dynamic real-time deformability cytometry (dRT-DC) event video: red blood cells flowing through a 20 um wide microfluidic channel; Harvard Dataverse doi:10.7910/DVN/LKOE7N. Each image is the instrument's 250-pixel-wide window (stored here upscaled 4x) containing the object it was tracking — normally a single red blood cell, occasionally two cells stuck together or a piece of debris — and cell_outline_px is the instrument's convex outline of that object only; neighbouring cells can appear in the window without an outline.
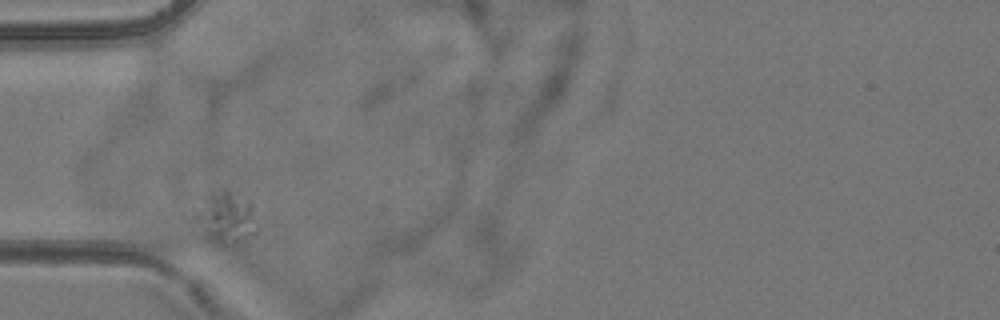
{"species": "common noctule bat (a hibernating species)", "species_latin": "Nyctalus noctula", "temperature_condition": "room temperature", "stored_images_in_passage": 9, "camera_frame_rate_fps": 3000, "um_per_image_px": 0.085, "animal": {"sex": "female", "body_mass_g": 24.6, "forearm_length_mm": 56.2}, "frame": {"image": 1, "passage_image": 1, "time_ms": 0.0, "image_size_px": [1000, 320], "cell_outline_px": [[256, 236], [236, 240], [192, 224], [184, 220], [184, 216], [192, 208], [224, 192], [228, 192], [252, 200], [256, 228]], "centroid_in_image_um": [19.15, 18.38], "position_along_channel_um": 65.8, "area_um2": 16.76}}
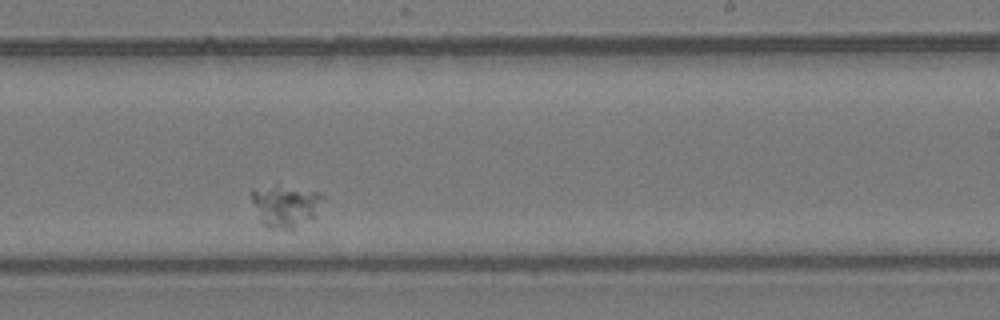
{"frame": {"image": 2, "passage_image": 6, "time_ms": 5.667, "image_size_px": [1000, 320], "cell_outline_px": [[324, 196], [312, 216], [292, 228], [268, 228], [264, 224], [252, 200], [252, 188], [276, 184], [320, 192]], "centroid_in_image_um": [24.22, 17.42], "position_along_channel_um": 264.8, "area_um2": 16.76}}
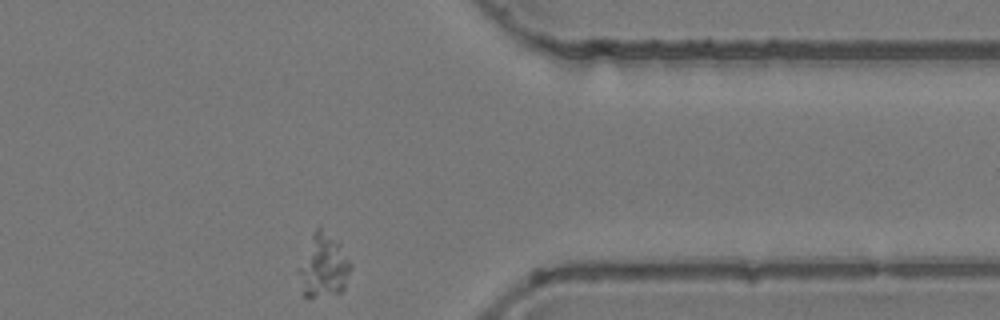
{"frame": {"image": 3, "passage_image": 9, "time_ms": 9.333, "image_size_px": [1000, 320], "cell_outline_px": [[352, 268], [344, 288], [340, 292], [316, 296], [304, 296], [296, 272], [296, 268], [316, 228], [320, 224], [340, 244], [352, 264]], "centroid_in_image_um": [27.48, 22.57], "position_along_channel_um": 383.9, "area_um2": 19.31}}